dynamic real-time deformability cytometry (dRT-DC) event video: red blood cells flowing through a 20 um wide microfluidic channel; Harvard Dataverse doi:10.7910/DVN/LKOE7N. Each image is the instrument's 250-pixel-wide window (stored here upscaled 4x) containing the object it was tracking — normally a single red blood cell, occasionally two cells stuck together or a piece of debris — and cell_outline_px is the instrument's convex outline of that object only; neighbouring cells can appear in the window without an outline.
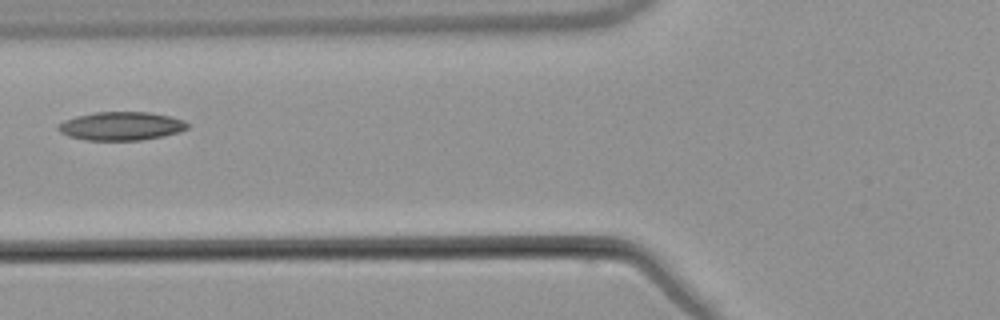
{"species": "common noctule bat (a hibernating species)", "species_latin": "Nyctalus noctula", "temperature_condition": "warm", "stored_images_in_passage": 3, "camera_frame_rate_fps": 3000, "um_per_image_px": 0.085, "animal": {"sex": "male", "body_mass_g": 21.5, "forearm_length_mm": 52.0}, "frame": {"image": 1, "passage_image": 2, "time_ms": 1.333, "image_size_px": [1000, 320], "cell_outline_px": [[188, 128], [180, 132], [164, 136], [140, 140], [84, 140], [68, 136], [60, 132], [56, 128], [56, 124], [64, 120], [76, 116], [96, 112], [148, 112], [168, 116], [184, 120], [188, 124]], "centroid_in_image_um": [10.27, 10.72], "position_along_channel_um": 115.5, "area_um2": 21.56}}
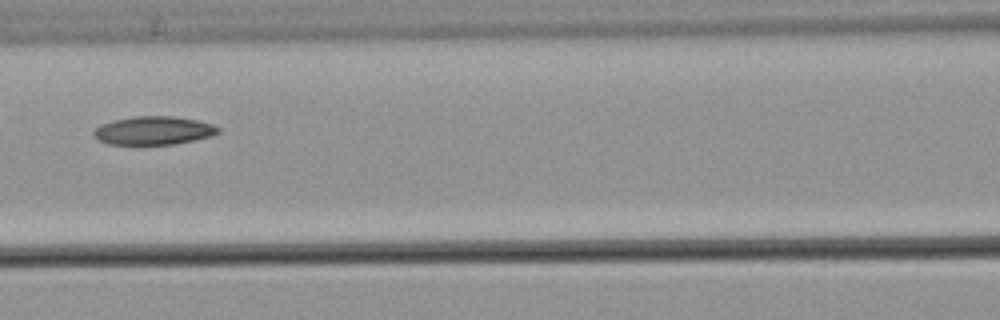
{"frame": {"image": 2, "passage_image": 3, "time_ms": 2.333, "image_size_px": [1000, 320], "cell_outline_px": [[220, 132], [212, 136], [176, 144], [108, 144], [100, 140], [92, 132], [100, 124], [112, 120], [132, 116], [172, 116], [196, 120], [212, 124], [220, 128]], "centroid_in_image_um": [13.07, 11.09], "position_along_channel_um": 153.5, "area_um2": 20.58}}